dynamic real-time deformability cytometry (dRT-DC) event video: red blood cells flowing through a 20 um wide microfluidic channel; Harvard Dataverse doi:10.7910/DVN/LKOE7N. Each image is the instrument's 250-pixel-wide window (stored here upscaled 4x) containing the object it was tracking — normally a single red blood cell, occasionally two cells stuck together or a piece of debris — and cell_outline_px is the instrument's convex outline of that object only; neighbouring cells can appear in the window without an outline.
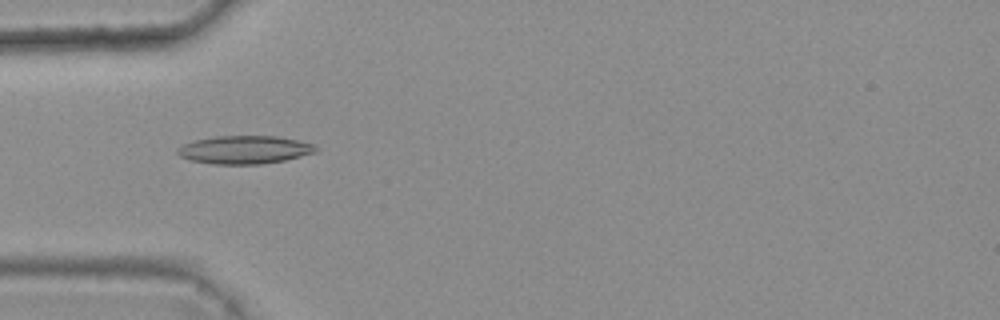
{"species": "common noctule bat (a hibernating species)", "species_latin": "Nyctalus noctula", "temperature_condition": "warm", "stored_images_in_passage": 9, "camera_frame_rate_fps": 3000, "um_per_image_px": 0.085, "animal": {"sex": "female", "body_mass_g": 25.1}, "frame": {"image": 1, "passage_image": 4, "time_ms": 1.0, "image_size_px": [1000, 320], "cell_outline_px": [[316, 152], [284, 160], [260, 164], [212, 164], [192, 160], [180, 156], [176, 152], [176, 148], [184, 144], [196, 140], [216, 136], [276, 136], [316, 144]], "centroid_in_image_um": [20.78, 12.73], "position_along_channel_um": 64.2, "area_um2": 22.48}}
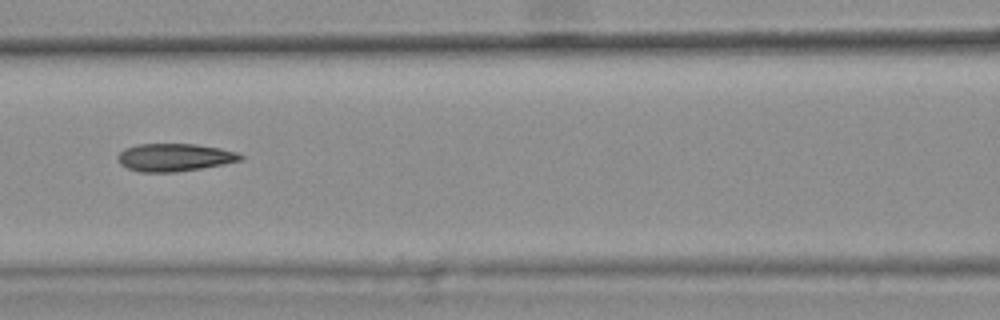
{"frame": {"image": 2, "passage_image": 6, "time_ms": 1.667, "image_size_px": [1000, 320], "cell_outline_px": [[244, 160], [224, 164], [176, 172], [140, 172], [128, 168], [120, 164], [116, 160], [116, 156], [124, 148], [136, 144], [196, 144], [220, 148], [236, 152], [244, 156]], "centroid_in_image_um": [14.81, 13.37], "position_along_channel_um": 151.8, "area_um2": 20.0}}